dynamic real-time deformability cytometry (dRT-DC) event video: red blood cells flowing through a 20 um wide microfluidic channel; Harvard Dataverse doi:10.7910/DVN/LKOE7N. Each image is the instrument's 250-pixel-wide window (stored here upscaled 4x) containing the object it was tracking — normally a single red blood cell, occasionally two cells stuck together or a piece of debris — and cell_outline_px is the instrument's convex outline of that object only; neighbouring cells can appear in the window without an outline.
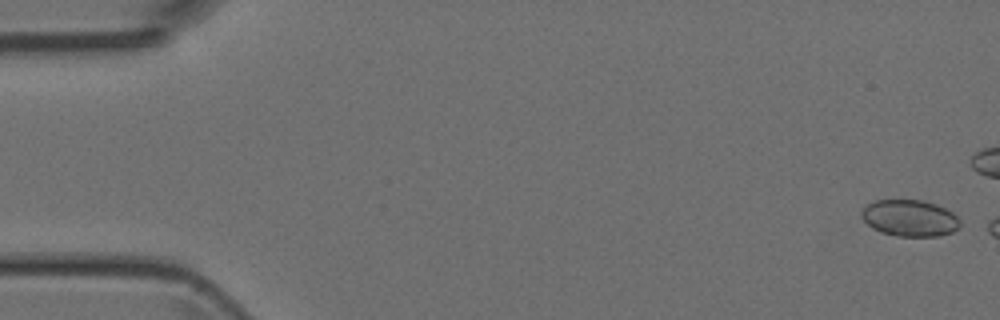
{"species": "Egyptian fruit bat (a non-hibernating species)", "species_latin": "Rousettus aegyptiacus", "temperature_condition": "room temperature", "stored_images_in_passage": 6, "camera_frame_rate_fps": 3000, "um_per_image_px": 0.085, "animal": {"sex": "female"}, "frame": {"image": 1, "passage_image": 1, "time_ms": 0.0, "image_size_px": [1000, 320], "cell_outline_px": [[960, 228], [952, 232], [940, 236], [896, 236], [880, 232], [872, 228], [860, 216], [860, 212], [868, 204], [876, 200], [924, 200], [936, 204], [952, 212], [960, 220]], "centroid_in_image_um": [77.33, 18.54], "position_along_channel_um": 7.7, "area_um2": 21.1}}